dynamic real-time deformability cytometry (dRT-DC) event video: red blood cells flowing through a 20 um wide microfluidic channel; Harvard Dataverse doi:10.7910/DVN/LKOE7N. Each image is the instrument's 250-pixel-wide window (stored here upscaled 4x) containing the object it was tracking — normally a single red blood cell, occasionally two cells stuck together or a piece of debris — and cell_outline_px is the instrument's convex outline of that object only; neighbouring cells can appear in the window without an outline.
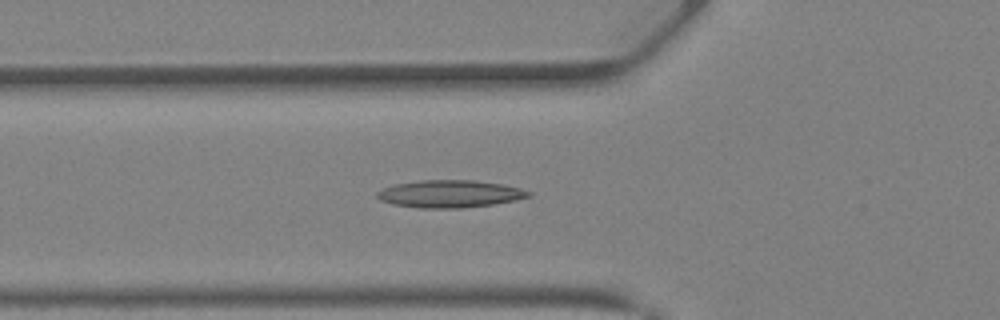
{"species": "Egyptian fruit bat (a non-hibernating species)", "species_latin": "Rousettus aegyptiacus", "temperature_condition": "warm", "stored_images_in_passage": 41, "camera_frame_rate_fps": 3000, "um_per_image_px": 0.085, "animal": {"sex": "female"}, "frame": {"image": 1, "passage_image": 15, "time_ms": 4.667, "image_size_px": [1000, 320], "cell_outline_px": [[532, 196], [516, 200], [492, 204], [464, 208], [420, 208], [392, 204], [380, 200], [376, 196], [376, 192], [384, 188], [396, 184], [420, 180], [472, 180], [500, 184], [520, 188], [532, 192]], "centroid_in_image_um": [38.24, 16.48], "position_along_channel_um": 87.6, "area_um2": 24.16}}
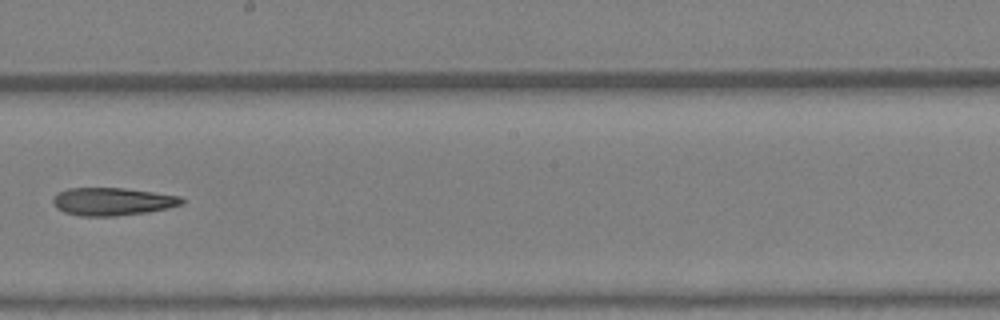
{"frame": {"image": 2, "passage_image": 24, "time_ms": 7.667, "image_size_px": [1000, 320], "cell_outline_px": [[184, 204], [168, 208], [148, 212], [116, 216], [80, 216], [64, 212], [56, 208], [52, 204], [52, 200], [56, 192], [68, 188], [124, 188], [180, 196], [184, 200]], "centroid_in_image_um": [9.52, 17.13], "position_along_channel_um": 238.7, "area_um2": 21.04}}
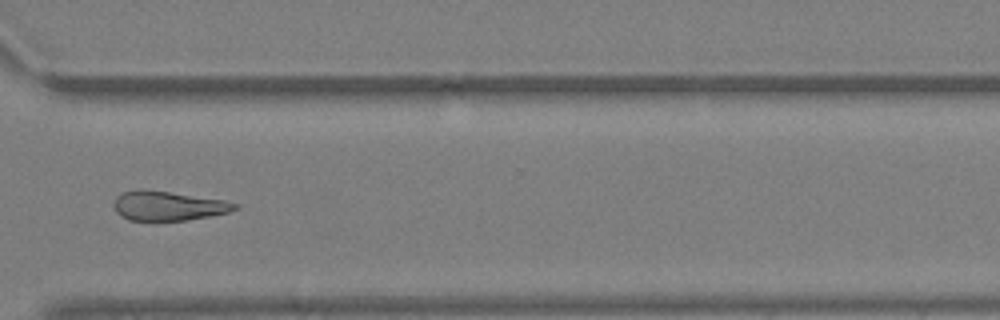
{"frame": {"image": 3, "passage_image": 31, "time_ms": 10.0, "image_size_px": [1000, 320], "cell_outline_px": [[240, 208], [228, 212], [188, 220], [152, 224], [128, 220], [120, 216], [116, 212], [112, 204], [116, 196], [124, 192], [140, 188], [144, 188], [224, 200], [240, 204]], "centroid_in_image_um": [14.23, 17.54], "position_along_channel_um": 356.4, "area_um2": 21.79}}